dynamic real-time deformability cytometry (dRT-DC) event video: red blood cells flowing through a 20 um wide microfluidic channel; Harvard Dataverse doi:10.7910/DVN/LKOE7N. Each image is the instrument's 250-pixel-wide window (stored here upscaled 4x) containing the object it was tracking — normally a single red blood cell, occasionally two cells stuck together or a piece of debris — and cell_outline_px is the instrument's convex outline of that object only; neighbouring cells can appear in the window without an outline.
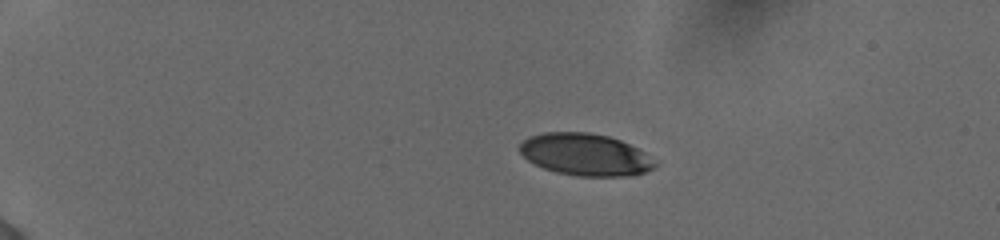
{"species": "human", "species_latin": "Homo sapiens", "temperature_condition": "cold", "stored_images_in_passage": 44, "camera_frame_rate_fps": 3000, "um_per_image_px": 0.085, "donor": {"sex": "female"}, "frame": {"image": 1, "passage_image": 1, "time_ms": 0.0, "image_size_px": [1000, 240], "cell_outline_px": [[656, 168], [644, 172], [624, 176], [576, 176], [556, 172], [544, 168], [528, 160], [520, 152], [520, 144], [528, 136], [544, 132], [588, 132], [608, 136], [620, 140], [644, 152], [656, 164]], "centroid_in_image_um": [49.72, 13.13], "position_along_channel_um": 35.3, "area_um2": 32.89}}
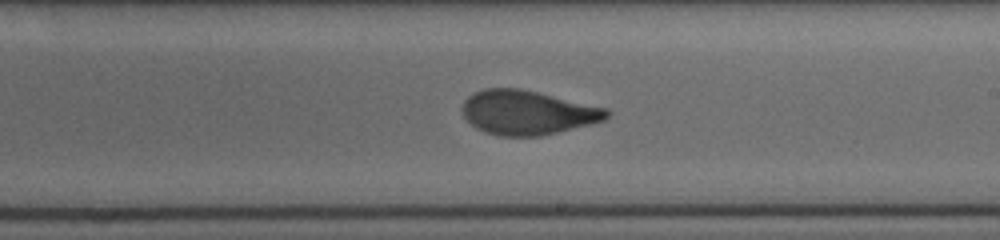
{"frame": {"image": 2, "passage_image": 24, "time_ms": 7.667, "image_size_px": [1000, 240], "cell_outline_px": [[612, 112], [604, 120], [592, 124], [540, 136], [496, 136], [484, 132], [476, 128], [464, 116], [464, 100], [472, 92], [484, 88], [520, 88], [608, 108]], "centroid_in_image_um": [44.85, 9.56], "position_along_channel_um": 244.1, "area_um2": 37.34}}
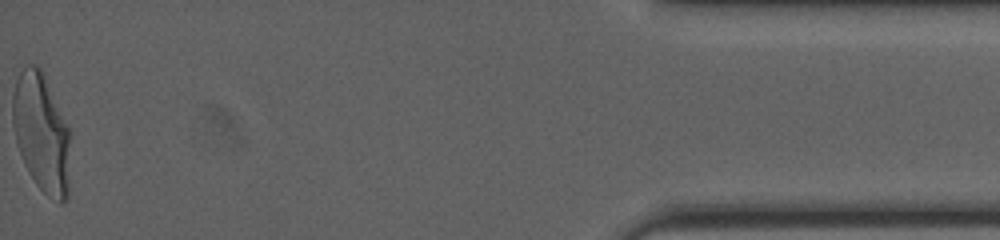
{"frame": {"image": 3, "passage_image": 44, "time_ms": 14.333, "image_size_px": [1000, 240], "cell_outline_px": [[72, 136], [68, 196], [60, 204], [48, 196], [36, 184], [28, 172], [20, 152], [16, 140], [12, 124], [12, 96], [16, 80], [20, 72], [28, 64], [36, 64], [44, 72]], "centroid_in_image_um": [3.55, 11.29], "position_along_channel_um": 431.6, "area_um2": 40.52}, "authors_computed_cell_mechanics": {"area_um2": 37.7434, "velocity_mm_per_s": 3.8755, "shape_relaxation_time_tau1_ms": 4.5899, "shape_relaxation_time_tau2_ms": 0.9183, "deformation_change_tau1": 0.1877, "deformation_change_tau2": 0.072}}